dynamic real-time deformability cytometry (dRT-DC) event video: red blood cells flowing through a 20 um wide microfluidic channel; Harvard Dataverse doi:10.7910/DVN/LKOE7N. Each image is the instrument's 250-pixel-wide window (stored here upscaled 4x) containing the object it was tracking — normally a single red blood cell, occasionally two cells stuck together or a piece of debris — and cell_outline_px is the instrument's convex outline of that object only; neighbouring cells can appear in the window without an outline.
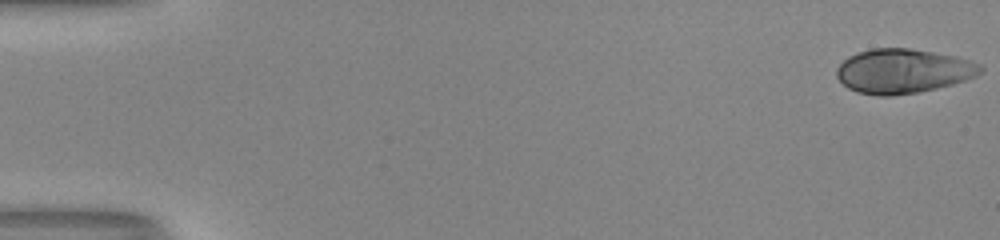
{"species": "human", "species_latin": "Homo sapiens", "temperature_condition": "room temperature", "stored_images_in_passage": 53, "camera_frame_rate_fps": 3000, "um_per_image_px": 0.085, "donor": {"sex": "male"}, "frame": {"image": 1, "passage_image": 1, "time_ms": 0.0, "image_size_px": [1000, 240], "cell_outline_px": [[984, 68], [976, 76], [952, 84], [920, 92], [892, 96], [876, 96], [856, 92], [848, 88], [836, 76], [836, 68], [848, 56], [872, 48], [908, 48], [956, 56], [980, 64]], "centroid_in_image_um": [76.74, 6.05], "position_along_channel_um": 8.3, "area_um2": 37.17}}
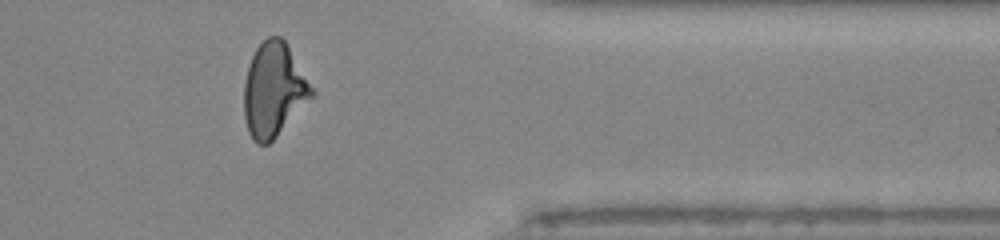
{"frame": {"image": 2, "passage_image": 44, "time_ms": 14.333, "image_size_px": [1000, 240], "cell_outline_px": [[316, 96], [268, 144], [256, 144], [252, 140], [248, 132], [244, 116], [244, 84], [248, 64], [256, 48], [268, 36], [280, 36], [284, 40], [316, 92]], "centroid_in_image_um": [23.28, 7.66], "position_along_channel_um": 388.1, "area_um2": 37.22}}
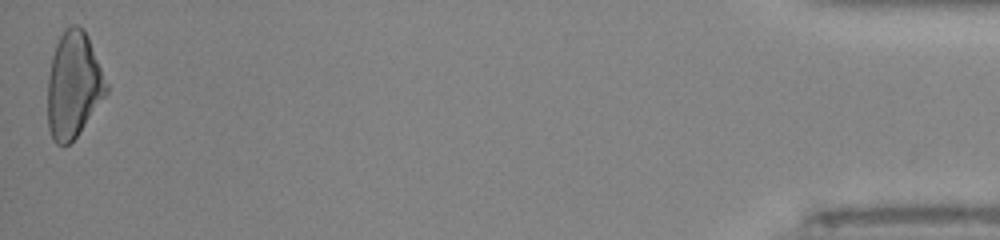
{"frame": {"image": 3, "passage_image": 53, "time_ms": 17.333, "image_size_px": [1000, 240], "cell_outline_px": [[108, 92], [76, 136], [68, 144], [56, 144], [52, 140], [48, 128], [48, 76], [52, 56], [56, 44], [64, 28], [72, 24], [76, 24], [84, 28], [88, 36], [108, 84]], "centroid_in_image_um": [6.24, 7.2], "position_along_channel_um": 429.0, "area_um2": 36.18}, "authors_computed_cell_mechanics": {"area_um2": 36.8186, "velocity_mm_per_s": 4.0218, "shape_relaxation_time_tau1_ms": 10.2236, "shape_relaxation_time_tau2_ms": null, "deformation_change_tau1": 0.2957, "deformation_change_tau2": null}}